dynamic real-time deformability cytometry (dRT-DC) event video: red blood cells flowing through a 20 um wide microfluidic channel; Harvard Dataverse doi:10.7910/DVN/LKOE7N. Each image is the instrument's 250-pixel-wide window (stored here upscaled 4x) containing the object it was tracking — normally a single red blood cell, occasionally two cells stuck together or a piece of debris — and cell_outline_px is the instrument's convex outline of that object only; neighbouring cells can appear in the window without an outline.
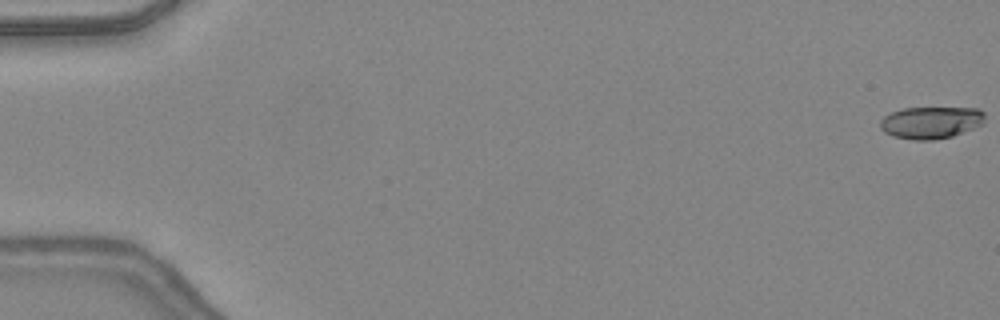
{"species": "common noctule bat (a hibernating species)", "species_latin": "Nyctalus noctula", "temperature_condition": "warm", "stored_images_in_passage": 15, "camera_frame_rate_fps": 3000, "um_per_image_px": 0.085, "animal": {"sex": "female", "body_mass_g": 24.6, "forearm_length_mm": 56.2}, "frame": {"image": 1, "passage_image": 1, "time_ms": 0.0, "image_size_px": [1000, 320], "cell_outline_px": [[984, 124], [952, 136], [932, 140], [912, 140], [892, 136], [884, 132], [880, 128], [880, 120], [884, 116], [900, 108], [976, 108], [984, 112]], "centroid_in_image_um": [79.11, 10.41], "position_along_channel_um": 5.9, "area_um2": 19.65}}